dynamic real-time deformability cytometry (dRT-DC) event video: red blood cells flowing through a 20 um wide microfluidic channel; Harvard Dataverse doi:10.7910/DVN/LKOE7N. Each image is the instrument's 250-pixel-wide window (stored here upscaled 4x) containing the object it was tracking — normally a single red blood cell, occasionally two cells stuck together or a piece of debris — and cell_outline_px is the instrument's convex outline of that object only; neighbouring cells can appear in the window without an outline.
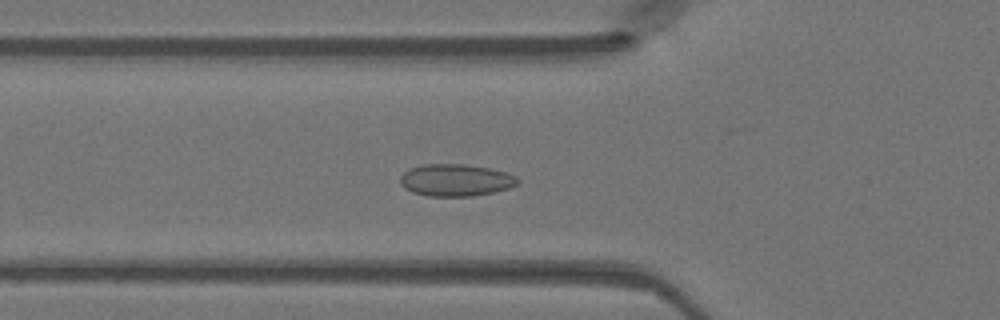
{"species": "Egyptian fruit bat (a non-hibernating species)", "species_latin": "Rousettus aegyptiacus", "temperature_condition": "warm", "stored_images_in_passage": 48, "camera_frame_rate_fps": 3000, "um_per_image_px": 0.085, "animal": {"sex": "female"}, "frame": {"image": 1, "passage_image": 16, "time_ms": 5.0, "image_size_px": [1000, 320], "cell_outline_px": [[520, 180], [516, 184], [508, 188], [492, 192], [472, 196], [428, 196], [412, 192], [404, 188], [400, 184], [400, 176], [408, 168], [424, 164], [464, 164], [488, 168], [504, 172], [516, 176]], "centroid_in_image_um": [38.68, 15.31], "position_along_channel_um": 87.1, "area_um2": 21.91}}
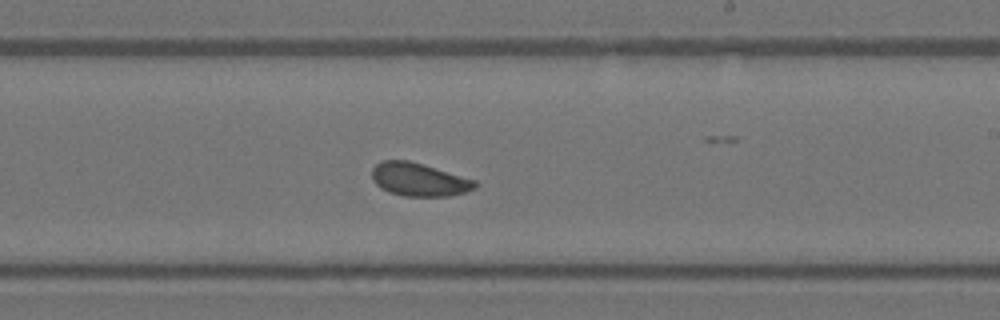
{"frame": {"image": 2, "passage_image": 28, "time_ms": 9.0, "image_size_px": [1000, 320], "cell_outline_px": [[480, 184], [476, 188], [464, 192], [448, 196], [404, 196], [388, 192], [380, 188], [372, 180], [372, 168], [376, 164], [384, 160], [408, 160], [424, 164], [476, 180]], "centroid_in_image_um": [35.62, 15.26], "position_along_channel_um": 253.4, "area_um2": 20.11}}
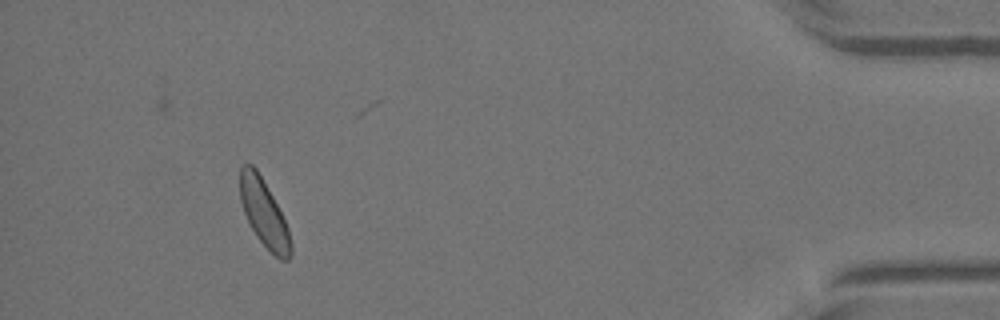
{"frame": {"image": 3, "passage_image": 44, "time_ms": 14.333, "image_size_px": [1000, 320], "cell_outline_px": [[292, 256], [288, 260], [280, 260], [256, 236], [244, 212], [240, 200], [240, 168], [244, 164], [252, 164], [256, 168], [272, 196], [288, 228], [292, 244]], "centroid_in_image_um": [22.44, 18.13], "position_along_channel_um": 412.8, "area_um2": 19.42}}